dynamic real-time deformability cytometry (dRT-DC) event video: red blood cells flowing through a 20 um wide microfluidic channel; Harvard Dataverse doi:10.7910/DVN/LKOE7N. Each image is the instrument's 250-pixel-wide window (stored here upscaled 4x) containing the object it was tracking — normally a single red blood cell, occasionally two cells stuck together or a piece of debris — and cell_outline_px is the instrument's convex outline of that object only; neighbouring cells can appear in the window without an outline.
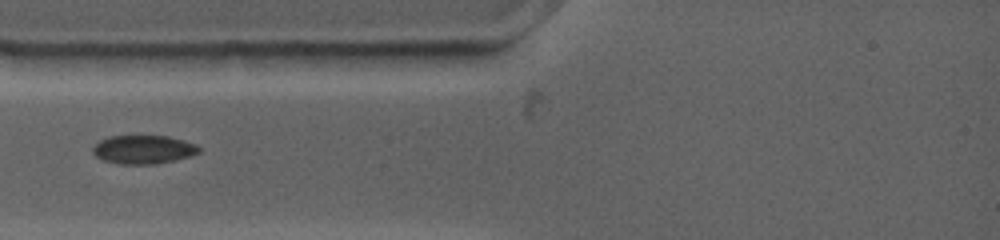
{"species": "common noctule bat (a hibernating species)", "species_latin": "Nyctalus noctula", "temperature_condition": "warm", "stored_images_in_passage": 72, "camera_frame_rate_fps": 4500, "um_per_image_px": 0.085, "animal": {"sex": "female", "body_mass_g": 19.0, "forearm_length_mm": 53.3}, "frame": {"image": 1, "passage_image": 1, "time_ms": 0.0, "image_size_px": [1000, 240], "cell_outline_px": [[200, 152], [192, 156], [152, 164], [120, 164], [104, 160], [96, 156], [92, 152], [92, 148], [100, 140], [108, 136], [168, 136], [184, 140], [196, 144], [200, 148]], "centroid_in_image_um": [12.2, 12.7], "position_along_channel_um": 72.8, "area_um2": 17.63}}
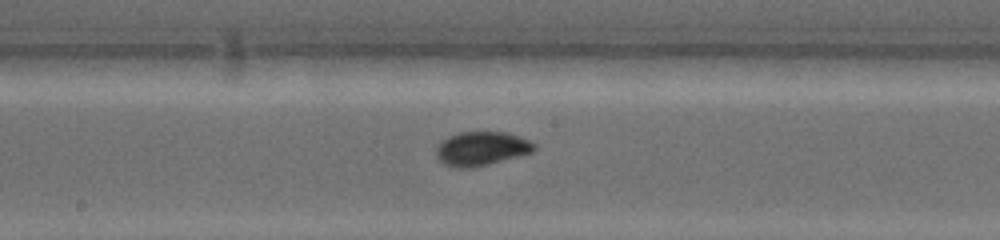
{"frame": {"image": 2, "passage_image": 16, "time_ms": 3.556, "image_size_px": [1000, 240], "cell_outline_px": [[536, 148], [532, 152], [520, 156], [472, 168], [456, 168], [444, 164], [436, 156], [436, 148], [448, 136], [460, 132], [508, 132], [520, 136], [536, 144]], "centroid_in_image_um": [40.95, 12.63], "position_along_channel_um": 207.3, "area_um2": 19.42}}
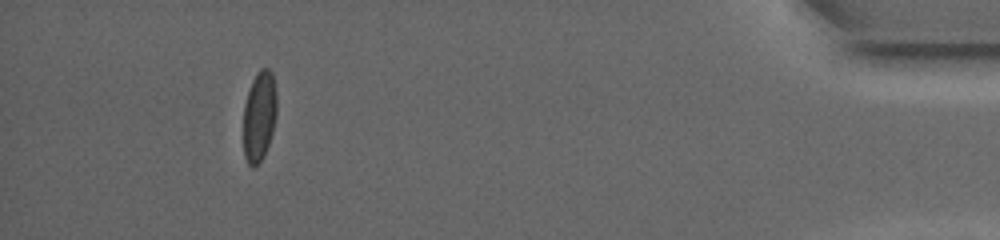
{"frame": {"image": 3, "passage_image": 59, "time_ms": 11.333, "image_size_px": [1000, 240], "cell_outline_px": [[276, 116], [272, 132], [264, 156], [256, 164], [248, 164], [244, 156], [244, 104], [252, 80], [256, 72], [260, 68], [268, 68], [272, 72], [276, 92]], "centroid_in_image_um": [22.04, 9.81], "position_along_channel_um": 413.2, "area_um2": 17.4}}